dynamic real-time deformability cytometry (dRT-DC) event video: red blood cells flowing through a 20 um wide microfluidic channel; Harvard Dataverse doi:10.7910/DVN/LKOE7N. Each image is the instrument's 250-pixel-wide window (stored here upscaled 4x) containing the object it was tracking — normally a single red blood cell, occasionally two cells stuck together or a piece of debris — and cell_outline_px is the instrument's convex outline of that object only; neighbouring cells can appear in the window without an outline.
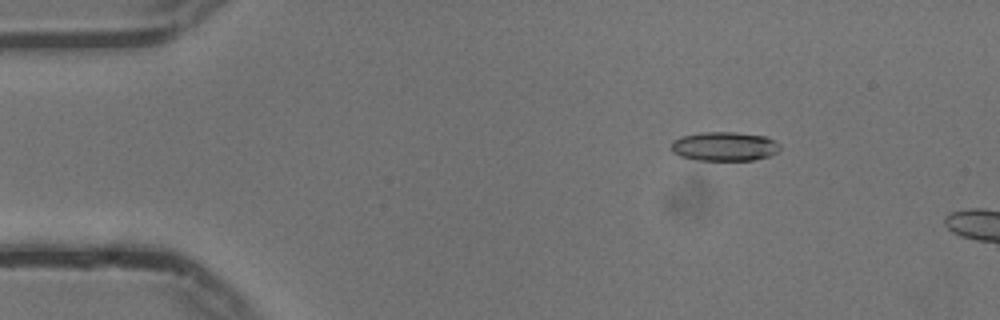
{"species": "common noctule bat (a hibernating species)", "species_latin": "Nyctalus noctula", "temperature_condition": "cold", "stored_images_in_passage": 6, "camera_frame_rate_fps": 3000, "um_per_image_px": 0.085, "animal": {"sex": "male", "body_mass_g": 13.3}, "frame": {"image": 1, "passage_image": 2, "time_ms": 0.333, "image_size_px": [1000, 320], "cell_outline_px": [[780, 148], [772, 156], [756, 160], [696, 160], [680, 156], [672, 152], [672, 140], [680, 136], [704, 132], [736, 132], [764, 136], [780, 144]], "centroid_in_image_um": [61.57, 12.45], "position_along_channel_um": 23.4, "area_um2": 18.55}}